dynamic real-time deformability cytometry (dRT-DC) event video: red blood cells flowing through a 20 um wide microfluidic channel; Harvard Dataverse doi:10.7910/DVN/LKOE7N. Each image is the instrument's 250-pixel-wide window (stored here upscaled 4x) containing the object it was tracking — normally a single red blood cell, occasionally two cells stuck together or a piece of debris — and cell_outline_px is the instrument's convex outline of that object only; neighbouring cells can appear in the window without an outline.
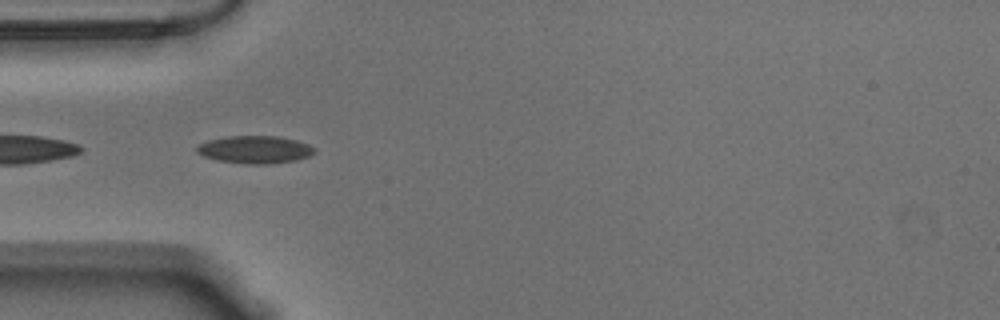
{"species": "Egyptian fruit bat (a non-hibernating species)", "species_latin": "Rousettus aegyptiacus", "temperature_condition": "warm", "stored_images_in_passage": 41, "camera_frame_rate_fps": 3000, "um_per_image_px": 0.085, "animal": {"sex": "male"}, "frame": {"image": 1, "passage_image": 2, "time_ms": 0.333, "image_size_px": [1000, 320], "cell_outline_px": [[316, 148], [308, 156], [296, 160], [264, 164], [244, 164], [216, 160], [204, 156], [196, 152], [196, 148], [200, 144], [208, 140], [228, 136], [280, 136], [296, 140], [308, 144]], "centroid_in_image_um": [21.64, 12.71], "position_along_channel_um": 63.4, "area_um2": 18.84}}
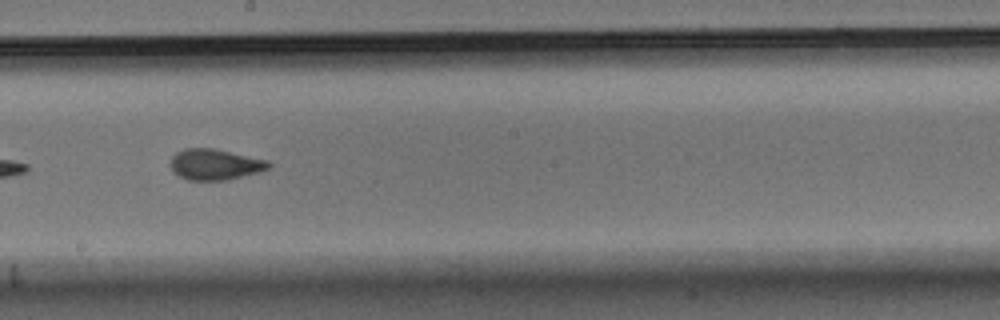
{"frame": {"image": 2, "passage_image": 16, "time_ms": 5.0, "image_size_px": [1000, 320], "cell_outline_px": [[272, 164], [268, 168], [260, 172], [228, 180], [188, 180], [172, 172], [168, 164], [172, 156], [176, 152], [184, 148], [212, 148], [268, 160]], "centroid_in_image_um": [18.24, 13.98], "position_along_channel_um": 230.0, "area_um2": 17.86}}
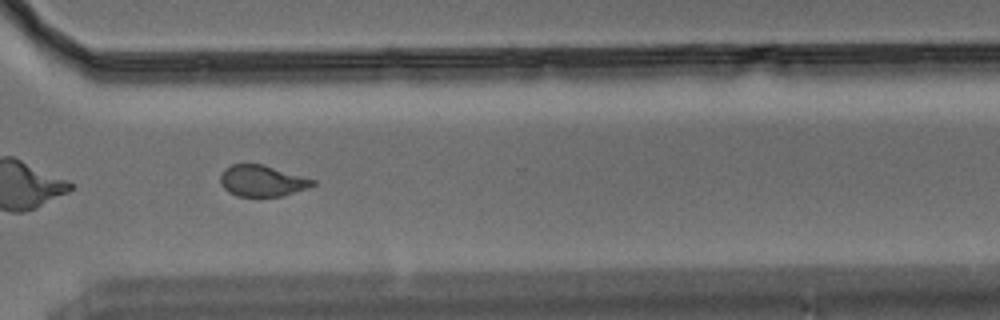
{"frame": {"image": 3, "passage_image": 26, "time_ms": 8.333, "image_size_px": [1000, 320], "cell_outline_px": [[316, 184], [308, 188], [280, 196], [236, 196], [228, 192], [220, 184], [220, 176], [224, 168], [232, 164], [264, 164], [316, 180]], "centroid_in_image_um": [22.27, 15.36], "position_along_channel_um": 348.3, "area_um2": 16.88}, "authors_computed_cell_mechanics": {"area_um2": 17.8602, "velocity_mm_per_s": 3.5597, "shape_relaxation_time_tau1_ms": 5.9469, "shape_relaxation_time_tau2_ms": 1.2642, "deformation_change_tau1": 0.1769, "deformation_change_tau2": 0.0707}}